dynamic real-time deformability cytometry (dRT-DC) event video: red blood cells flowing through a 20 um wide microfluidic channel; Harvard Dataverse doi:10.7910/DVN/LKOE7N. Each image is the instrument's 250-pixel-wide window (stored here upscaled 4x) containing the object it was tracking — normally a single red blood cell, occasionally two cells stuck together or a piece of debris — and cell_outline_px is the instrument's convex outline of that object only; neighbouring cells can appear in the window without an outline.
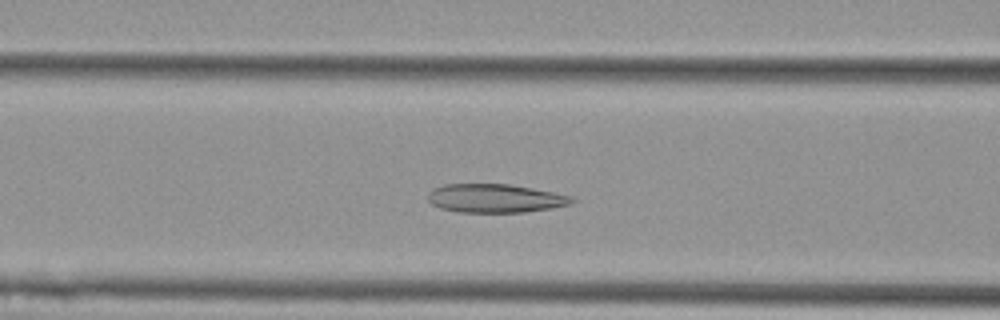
{"species": "Egyptian fruit bat (a non-hibernating species)", "species_latin": "Rousettus aegyptiacus", "temperature_condition": "cold", "stored_images_in_passage": 48, "camera_frame_rate_fps": 3000, "um_per_image_px": 0.085, "animal": {"sex": "female"}, "frame": {"image": 1, "passage_image": 15, "time_ms": 4.667, "image_size_px": [1000, 320], "cell_outline_px": [[576, 200], [572, 204], [552, 208], [524, 212], [460, 212], [440, 208], [432, 204], [428, 200], [428, 192], [432, 188], [444, 184], [508, 184], [532, 188], [572, 196]], "centroid_in_image_um": [42.08, 16.85], "position_along_channel_um": 124.5, "area_um2": 24.04}}
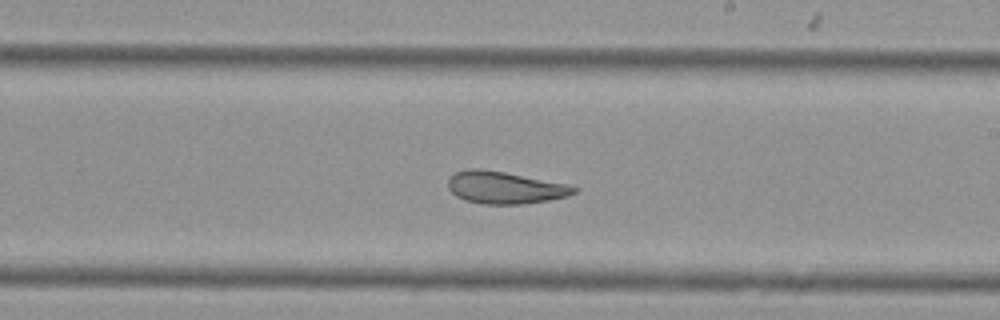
{"frame": {"image": 2, "passage_image": 25, "time_ms": 8.0, "image_size_px": [1000, 320], "cell_outline_px": [[580, 188], [576, 192], [568, 196], [548, 200], [520, 204], [484, 204], [464, 200], [456, 196], [448, 188], [448, 176], [456, 172], [468, 168], [480, 168], [504, 172], [568, 184]], "centroid_in_image_um": [42.89, 15.94], "position_along_channel_um": 246.1, "area_um2": 23.7}}
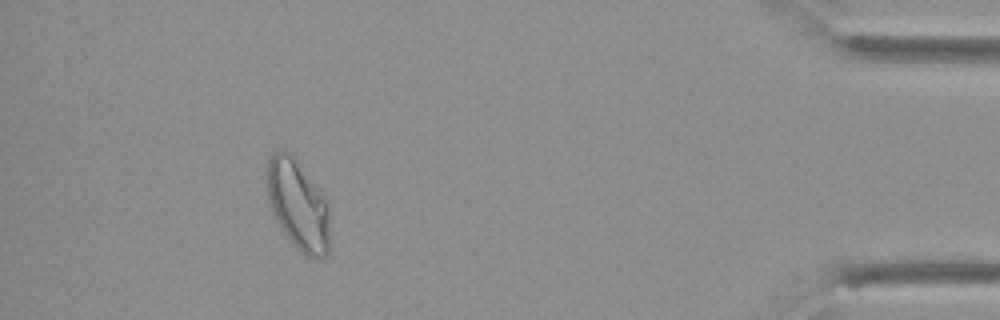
{"frame": {"image": 3, "passage_image": 43, "time_ms": 14.0, "image_size_px": [1000, 320], "cell_outline_px": [[328, 252], [324, 256], [308, 256], [300, 252], [292, 244], [284, 232], [268, 200], [268, 160], [272, 152], [288, 152], [292, 156], [324, 200], [328, 208]], "centroid_in_image_um": [25.31, 17.46], "position_along_channel_um": 409.9, "area_um2": 31.1}, "authors_computed_cell_mechanics": {"area_um2": 27.0504, "velocity_mm_per_s": 3.6692, "shape_relaxation_time_tau1_ms": null, "shape_relaxation_time_tau2_ms": 2.4084, "deformation_change_tau1": null, "deformation_change_tau2": 0.0922}}